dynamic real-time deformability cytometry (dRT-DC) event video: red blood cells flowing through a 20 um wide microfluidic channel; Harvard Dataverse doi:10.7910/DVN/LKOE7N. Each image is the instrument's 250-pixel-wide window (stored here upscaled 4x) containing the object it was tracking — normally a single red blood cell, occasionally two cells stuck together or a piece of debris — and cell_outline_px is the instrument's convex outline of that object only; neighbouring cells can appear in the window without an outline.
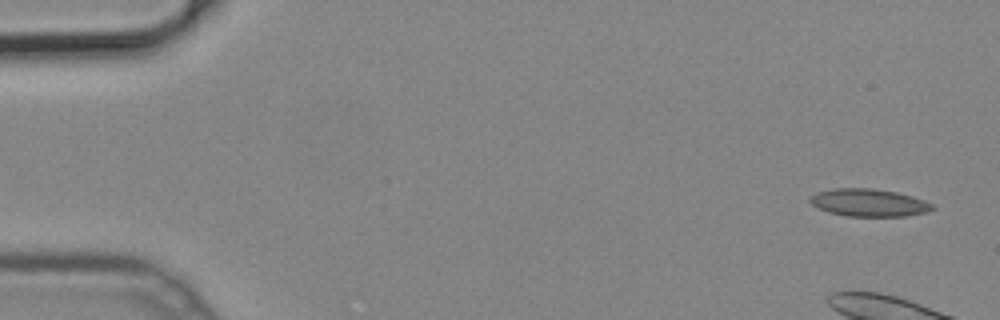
{"species": "common noctule bat (a hibernating species)", "species_latin": "Nyctalus noctula", "temperature_condition": "cold", "stored_images_in_passage": 8, "camera_frame_rate_fps": 3000, "um_per_image_px": 0.085, "animal": {"sex": "male", "body_mass_g": 19.2, "forearm_length_mm": 51.8}, "frame": {"image": 1, "passage_image": 1, "time_ms": 0.0, "image_size_px": [1000, 320], "cell_outline_px": [[936, 208], [928, 212], [904, 216], [844, 216], [828, 212], [812, 204], [808, 200], [816, 192], [832, 188], [872, 188], [896, 192], [912, 196], [924, 200], [932, 204]], "centroid_in_image_um": [73.86, 17.22], "position_along_channel_um": 11.1, "area_um2": 19.71}}